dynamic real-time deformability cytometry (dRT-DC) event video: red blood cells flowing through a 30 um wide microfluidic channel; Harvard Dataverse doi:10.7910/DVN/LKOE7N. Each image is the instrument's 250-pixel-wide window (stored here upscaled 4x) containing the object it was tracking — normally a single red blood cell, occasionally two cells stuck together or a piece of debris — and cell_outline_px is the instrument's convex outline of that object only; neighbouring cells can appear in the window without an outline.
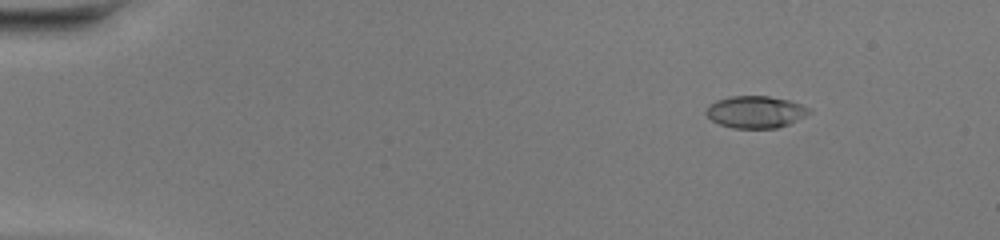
{"species": "common noctule bat (a hibernating species)", "species_latin": "Nyctalus noctula", "temperature_condition": "warm", "stored_images_in_passage": 49, "camera_frame_rate_fps": 3000, "um_per_image_px": 0.085, "animal": {"sex": "female", "body_mass_g": 20.0, "forearm_length_mm": 54.0}, "frame": {"image": 1, "passage_image": 7, "time_ms": 2.0, "image_size_px": [1000, 240], "cell_outline_px": [[812, 112], [788, 124], [776, 128], [732, 128], [720, 124], [712, 120], [704, 112], [708, 104], [716, 100], [732, 96], [768, 96], [788, 100], [812, 108]], "centroid_in_image_um": [64.2, 9.51], "position_along_channel_um": 20.8, "area_um2": 19.25}}
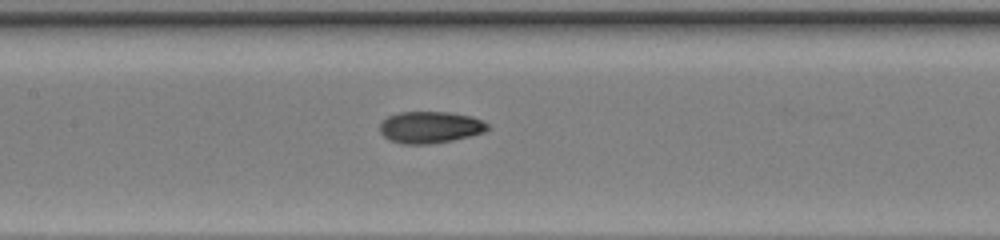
{"frame": {"image": 2, "passage_image": 25, "time_ms": 8.0, "image_size_px": [1000, 240], "cell_outline_px": [[488, 128], [484, 132], [452, 140], [428, 144], [400, 144], [388, 140], [380, 132], [380, 124], [388, 116], [400, 112], [448, 112], [472, 116], [488, 124]], "centroid_in_image_um": [36.53, 10.82], "position_along_channel_um": 170.9, "area_um2": 19.83}}
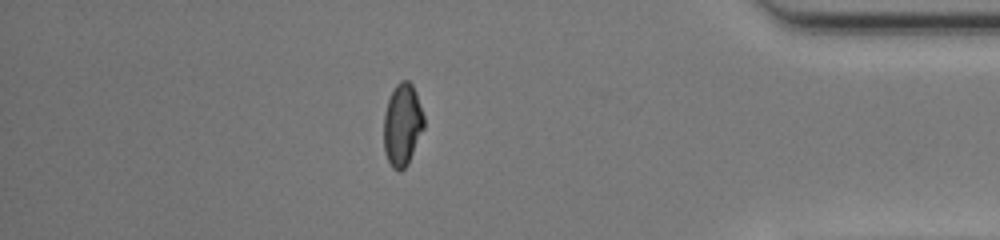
{"frame": {"image": 3, "passage_image": 43, "time_ms": 14.0, "image_size_px": [1000, 240], "cell_outline_px": [[424, 128], [408, 164], [400, 172], [396, 172], [392, 168], [384, 152], [384, 112], [388, 100], [396, 84], [400, 80], [408, 80], [412, 84], [416, 92], [424, 116]], "centroid_in_image_um": [34.2, 10.62], "position_along_channel_um": 401.0, "area_um2": 19.42}, "authors_computed_cell_mechanics": {"area_um2": 19.4208, "velocity_mm_per_s": 4.3536, "shape_relaxation_time_tau1_ms": 9.0991, "shape_relaxation_time_tau2_ms": 1.4795, "deformation_change_tau1": 0.2879, "deformation_change_tau2": 0.0551}}